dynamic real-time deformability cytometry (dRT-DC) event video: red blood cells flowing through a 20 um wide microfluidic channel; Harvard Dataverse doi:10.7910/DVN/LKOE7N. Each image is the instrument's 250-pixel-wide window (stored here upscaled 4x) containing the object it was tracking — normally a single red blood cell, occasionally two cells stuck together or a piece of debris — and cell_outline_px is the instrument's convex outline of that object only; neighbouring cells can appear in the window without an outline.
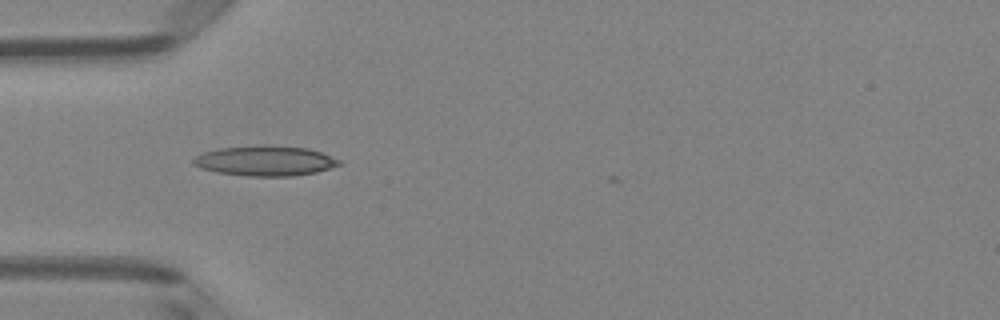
{"species": "Egyptian fruit bat (a non-hibernating species)", "species_latin": "Rousettus aegyptiacus", "temperature_condition": "room temperature", "stored_images_in_passage": 4, "camera_frame_rate_fps": 3000, "um_per_image_px": 0.085, "animal": {"sex": "female"}, "frame": {"image": 1, "passage_image": 1, "time_ms": 0.0, "image_size_px": [1000, 320], "cell_outline_px": [[340, 164], [316, 172], [292, 176], [248, 176], [216, 172], [200, 168], [192, 164], [192, 160], [196, 156], [204, 152], [220, 148], [264, 144], [272, 144], [308, 148], [320, 152], [340, 160]], "centroid_in_image_um": [22.5, 13.65], "position_along_channel_um": 62.5, "area_um2": 25.66}}